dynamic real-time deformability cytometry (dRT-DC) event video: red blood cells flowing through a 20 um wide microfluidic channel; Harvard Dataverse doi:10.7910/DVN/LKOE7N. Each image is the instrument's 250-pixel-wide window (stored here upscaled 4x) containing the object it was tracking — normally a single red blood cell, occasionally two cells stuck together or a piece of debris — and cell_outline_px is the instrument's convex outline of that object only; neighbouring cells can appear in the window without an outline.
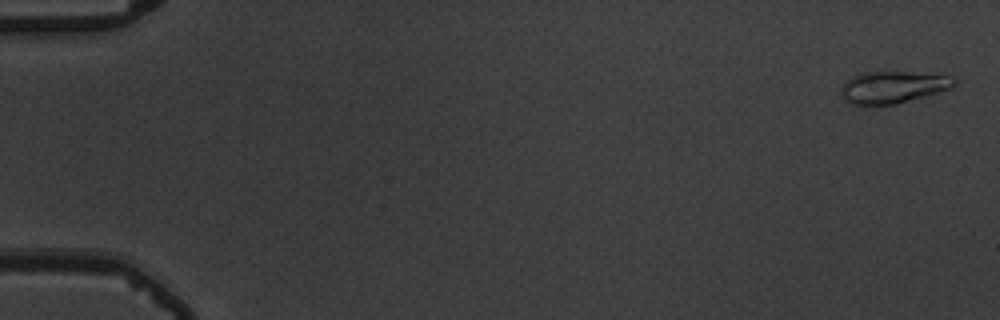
{"species": "common noctule bat (a hibernating species)", "species_latin": "Nyctalus noctula", "temperature_condition": "warm", "stored_images_in_passage": 55, "camera_frame_rate_fps": 3000, "um_per_image_px": 0.085, "animal": {"sex": "male", "body_mass_g": 19.5, "forearm_length_mm": 54.6}, "frame": {"image": 1, "passage_image": 1, "time_ms": 0.0, "image_size_px": [1000, 320], "cell_outline_px": [[956, 84], [952, 88], [924, 96], [892, 104], [868, 108], [860, 108], [844, 100], [840, 92], [840, 88], [852, 76], [864, 72], [908, 72], [948, 76], [956, 80]], "centroid_in_image_um": [75.8, 7.45], "position_along_channel_um": 9.2, "area_um2": 21.33}}
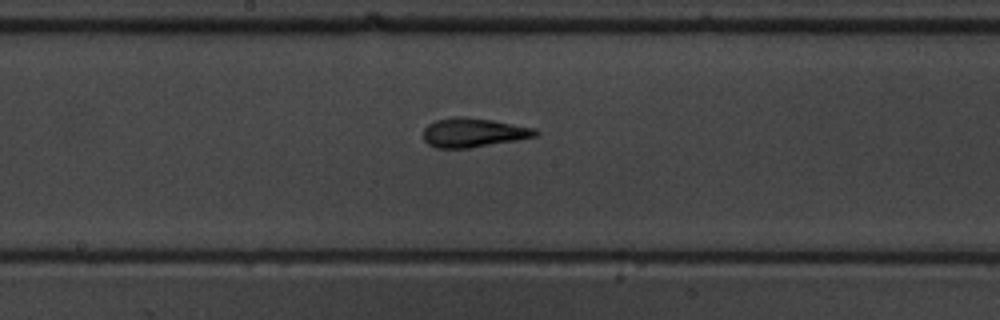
{"frame": {"image": 2, "passage_image": 30, "time_ms": 9.667, "image_size_px": [1000, 320], "cell_outline_px": [[540, 132], [536, 136], [516, 140], [468, 148], [436, 148], [428, 144], [424, 140], [424, 128], [428, 124], [436, 120], [452, 116], [468, 116], [492, 120], [536, 128]], "centroid_in_image_um": [40.23, 11.25], "position_along_channel_um": 208.0, "area_um2": 19.13}}
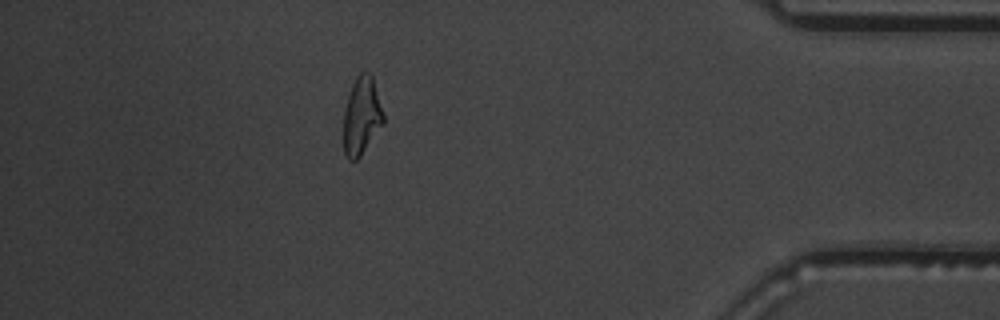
{"frame": {"image": 3, "passage_image": 49, "time_ms": 16.0, "image_size_px": [1000, 320], "cell_outline_px": [[384, 124], [360, 156], [356, 160], [348, 160], [344, 152], [344, 108], [352, 84], [356, 76], [364, 68], [372, 76], [384, 116]], "centroid_in_image_um": [30.74, 9.84], "position_along_channel_um": 404.5, "area_um2": 18.09}, "authors_computed_cell_mechanics": {"area_um2": 18.4382, "velocity_mm_per_s": 3.7162, "shape_relaxation_time_tau1_ms": 3.6181, "shape_relaxation_time_tau2_ms": 1.8434, "deformation_change_tau1": 0.1742, "deformation_change_tau2": 0.105}}